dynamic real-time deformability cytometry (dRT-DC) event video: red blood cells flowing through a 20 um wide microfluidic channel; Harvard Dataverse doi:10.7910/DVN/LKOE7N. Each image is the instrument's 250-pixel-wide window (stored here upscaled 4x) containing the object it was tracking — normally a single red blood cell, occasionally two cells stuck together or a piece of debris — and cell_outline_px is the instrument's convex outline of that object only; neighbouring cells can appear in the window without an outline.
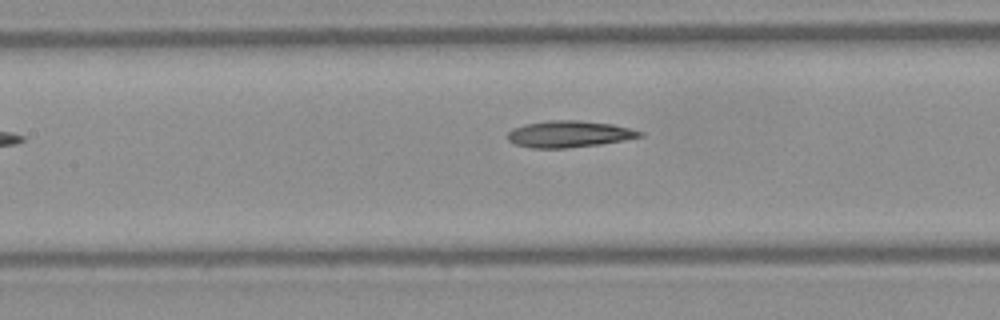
{"species": "Egyptian fruit bat (a non-hibernating species)", "species_latin": "Rousettus aegyptiacus", "temperature_condition": "warm", "stored_images_in_passage": 6, "camera_frame_rate_fps": 3000, "um_per_image_px": 0.085, "frame": {"image": 1, "passage_image": 6, "time_ms": 1.667, "image_size_px": [1000, 320], "cell_outline_px": [[644, 136], [624, 140], [600, 144], [568, 148], [532, 148], [516, 144], [508, 140], [508, 132], [512, 128], [524, 124], [548, 120], [580, 120], [612, 124], [644, 132]], "centroid_in_image_um": [48.37, 11.39], "position_along_channel_um": 159.0, "area_um2": 20.52}}